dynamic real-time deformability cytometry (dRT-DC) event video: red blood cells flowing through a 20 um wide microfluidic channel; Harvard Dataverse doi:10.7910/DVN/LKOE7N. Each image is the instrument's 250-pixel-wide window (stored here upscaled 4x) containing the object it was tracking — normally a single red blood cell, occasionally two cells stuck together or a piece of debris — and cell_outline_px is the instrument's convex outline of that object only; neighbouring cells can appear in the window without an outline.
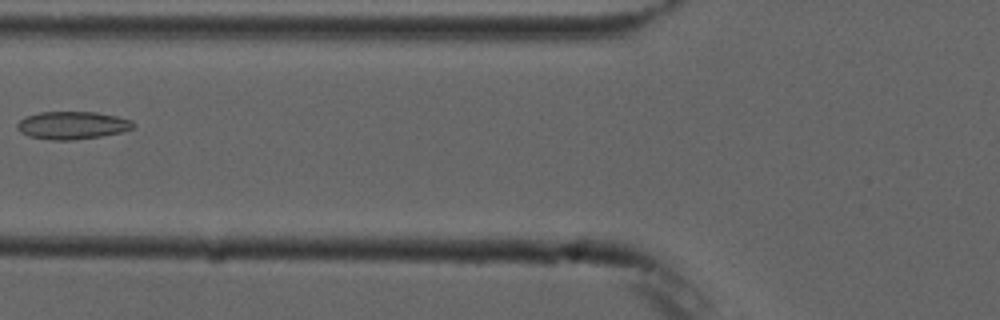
{"species": "common noctule bat (a hibernating species)", "species_latin": "Nyctalus noctula", "temperature_condition": "cold", "stored_images_in_passage": 6, "camera_frame_rate_fps": 3000, "um_per_image_px": 0.085, "animal": {"sex": "male", "forearm_length_mm": 52.5}, "frame": {"image": 1, "passage_image": 5, "time_ms": 6.0, "image_size_px": [1000, 320], "cell_outline_px": [[136, 124], [132, 128], [120, 132], [100, 136], [72, 140], [52, 140], [28, 136], [20, 132], [16, 128], [16, 124], [24, 116], [40, 112], [96, 112], [116, 116], [132, 120]], "centroid_in_image_um": [6.11, 10.64], "position_along_channel_um": 119.7, "area_um2": 18.79}}
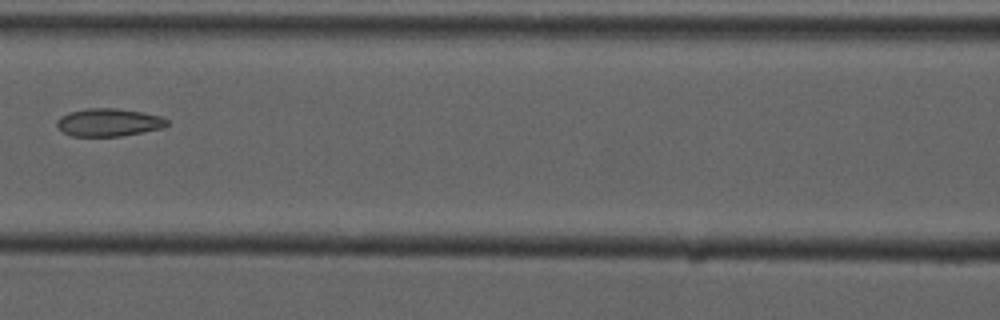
{"frame": {"image": 2, "passage_image": 6, "time_ms": 7.0, "image_size_px": [1000, 320], "cell_outline_px": [[168, 124], [164, 128], [120, 136], [72, 136], [56, 128], [56, 120], [60, 116], [68, 112], [84, 108], [116, 108], [140, 112], [160, 116], [168, 120]], "centroid_in_image_um": [9.19, 10.4], "position_along_channel_um": 157.4, "area_um2": 17.98}}